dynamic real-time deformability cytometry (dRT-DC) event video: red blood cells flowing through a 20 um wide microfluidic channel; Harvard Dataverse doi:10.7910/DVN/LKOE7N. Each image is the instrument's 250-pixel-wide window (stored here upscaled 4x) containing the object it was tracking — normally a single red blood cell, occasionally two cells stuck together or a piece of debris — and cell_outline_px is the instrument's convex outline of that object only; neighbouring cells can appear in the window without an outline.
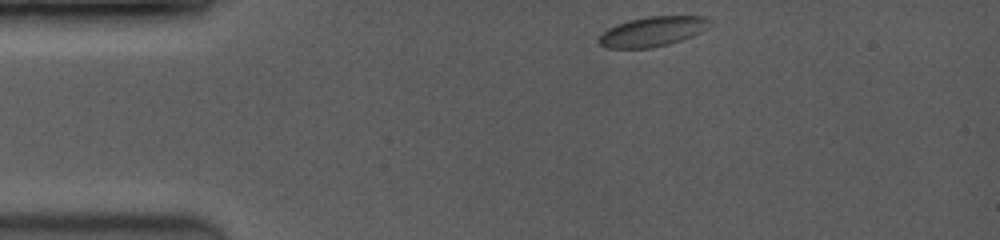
{"species": "common noctule bat (a hibernating species)", "species_latin": "Nyctalus noctula", "temperature_condition": "room temperature", "stored_images_in_passage": 4, "camera_frame_rate_fps": 3500, "um_per_image_px": 0.085, "animal": {"sex": "female", "body_mass_g": 19.0, "forearm_length_mm": 53.3}, "frame": {"image": 1, "passage_image": 1, "time_ms": 0.0, "image_size_px": [1000, 240], "cell_outline_px": [[712, 20], [700, 32], [692, 36], [668, 44], [652, 48], [608, 48], [600, 44], [596, 40], [608, 28], [616, 24], [628, 20], [648, 16], [704, 16]], "centroid_in_image_um": [55.43, 2.67], "position_along_channel_um": 29.6, "area_um2": 19.13}}